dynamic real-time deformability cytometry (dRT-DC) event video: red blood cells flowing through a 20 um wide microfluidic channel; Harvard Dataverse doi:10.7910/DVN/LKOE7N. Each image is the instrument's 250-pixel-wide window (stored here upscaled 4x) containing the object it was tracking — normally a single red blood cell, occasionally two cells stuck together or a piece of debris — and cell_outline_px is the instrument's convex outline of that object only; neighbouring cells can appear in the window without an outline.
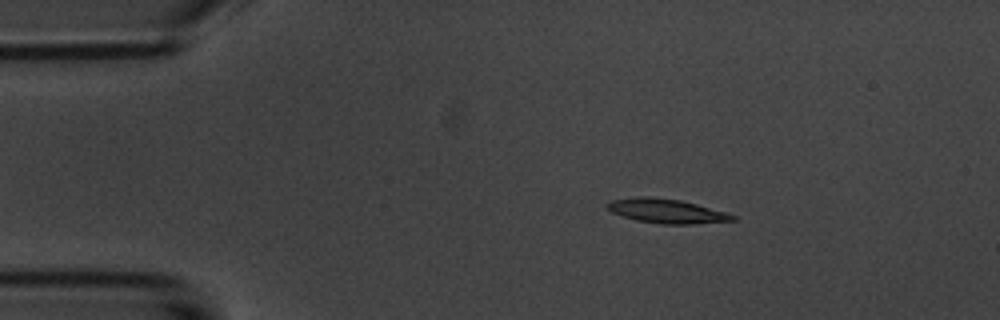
{"species": "common noctule bat (a hibernating species)", "species_latin": "Nyctalus noctula", "temperature_condition": "room temperature", "stored_images_in_passage": 46, "camera_frame_rate_fps": 3000, "um_per_image_px": 0.085, "animal": {"sex": "male", "body_mass_g": 20.1, "forearm_length_mm": 53.5}, "frame": {"image": 1, "passage_image": 1, "time_ms": 0.0, "image_size_px": [1000, 320], "cell_outline_px": [[736, 220], [692, 224], [664, 224], [636, 220], [612, 212], [604, 204], [612, 200], [636, 196], [648, 196], [680, 200], [696, 204], [724, 212], [736, 216]], "centroid_in_image_um": [56.62, 17.93], "position_along_channel_um": 28.4, "area_um2": 17.51}}
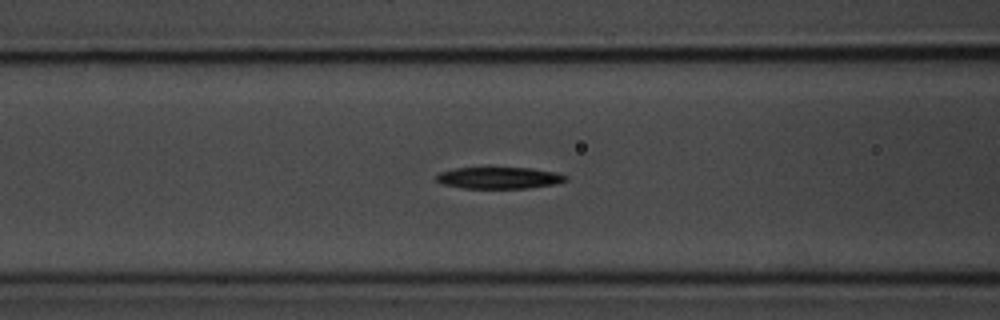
{"frame": {"image": 2, "passage_image": 13, "time_ms": 4.0, "image_size_px": [1000, 320], "cell_outline_px": [[568, 180], [556, 184], [528, 188], [464, 188], [440, 184], [436, 180], [436, 176], [440, 172], [456, 168], [532, 168], [556, 172], [568, 176]], "centroid_in_image_um": [42.45, 15.12], "position_along_channel_um": 124.2, "area_um2": 16.36}}
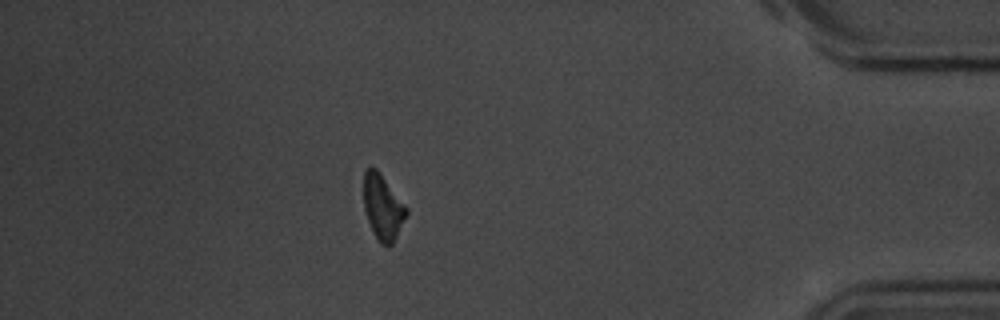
{"frame": {"image": 3, "passage_image": 39, "time_ms": 12.667, "image_size_px": [1000, 320], "cell_outline_px": [[408, 212], [392, 244], [388, 248], [380, 244], [368, 220], [364, 208], [364, 172], [368, 168], [376, 168], [380, 172], [408, 208]], "centroid_in_image_um": [32.55, 17.61], "position_along_channel_um": 402.7, "area_um2": 16.01}, "authors_computed_cell_mechanics": {"area_um2": 17.2244, "velocity_mm_per_s": 3.725, "shape_relaxation_time_tau1_ms": 5.2029, "shape_relaxation_time_tau2_ms": null, "deformation_change_tau1": 0.1368, "deformation_change_tau2": null}}